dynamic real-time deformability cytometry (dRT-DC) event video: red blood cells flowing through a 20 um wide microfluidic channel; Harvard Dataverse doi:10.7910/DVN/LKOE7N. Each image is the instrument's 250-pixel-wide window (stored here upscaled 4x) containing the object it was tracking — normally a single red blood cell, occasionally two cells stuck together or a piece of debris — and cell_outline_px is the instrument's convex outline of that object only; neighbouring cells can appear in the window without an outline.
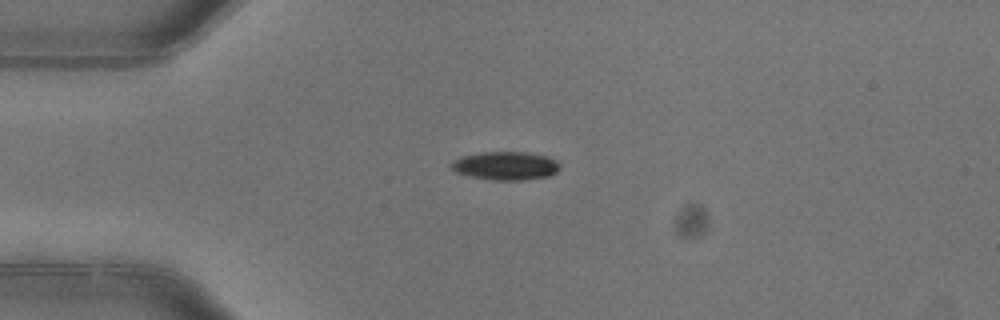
{"species": "common noctule bat (a hibernating species)", "species_latin": "Nyctalus noctula", "temperature_condition": "warm", "stored_images_in_passage": 5, "camera_frame_rate_fps": 3000, "um_per_image_px": 0.085, "animal": {"sex": "female"}, "frame": {"image": 1, "passage_image": 4, "time_ms": 1.0, "image_size_px": [1000, 320], "cell_outline_px": [[560, 168], [556, 172], [548, 176], [520, 180], [492, 180], [472, 176], [456, 172], [452, 168], [452, 164], [456, 160], [464, 156], [480, 152], [524, 152], [548, 156], [556, 160], [560, 164]], "centroid_in_image_um": [43.03, 14.08], "position_along_channel_um": 42.0, "area_um2": 17.69}}